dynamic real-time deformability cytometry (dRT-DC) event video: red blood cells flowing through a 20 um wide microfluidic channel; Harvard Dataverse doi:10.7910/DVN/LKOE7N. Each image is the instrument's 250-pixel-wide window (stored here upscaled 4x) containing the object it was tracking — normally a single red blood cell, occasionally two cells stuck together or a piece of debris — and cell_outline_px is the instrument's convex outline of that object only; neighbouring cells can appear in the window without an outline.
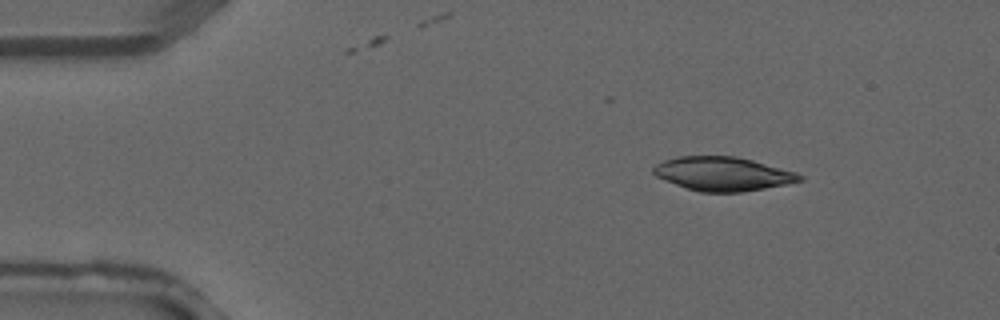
{"species": "common noctule bat (a hibernating species)", "species_latin": "Nyctalus noctula", "temperature_condition": "warm", "stored_images_in_passage": 5, "camera_frame_rate_fps": 3000, "um_per_image_px": 0.085, "animal": {"sex": "male", "forearm_length_mm": 52.5}, "frame": {"image": 1, "passage_image": 5, "time_ms": 1.333, "image_size_px": [1000, 320], "cell_outline_px": [[804, 180], [788, 184], [744, 192], [700, 192], [664, 180], [656, 176], [652, 172], [652, 168], [656, 164], [664, 160], [676, 156], [736, 156], [752, 160], [796, 172], [804, 176]], "centroid_in_image_um": [61.45, 14.77], "position_along_channel_um": 23.5, "area_um2": 28.96}}